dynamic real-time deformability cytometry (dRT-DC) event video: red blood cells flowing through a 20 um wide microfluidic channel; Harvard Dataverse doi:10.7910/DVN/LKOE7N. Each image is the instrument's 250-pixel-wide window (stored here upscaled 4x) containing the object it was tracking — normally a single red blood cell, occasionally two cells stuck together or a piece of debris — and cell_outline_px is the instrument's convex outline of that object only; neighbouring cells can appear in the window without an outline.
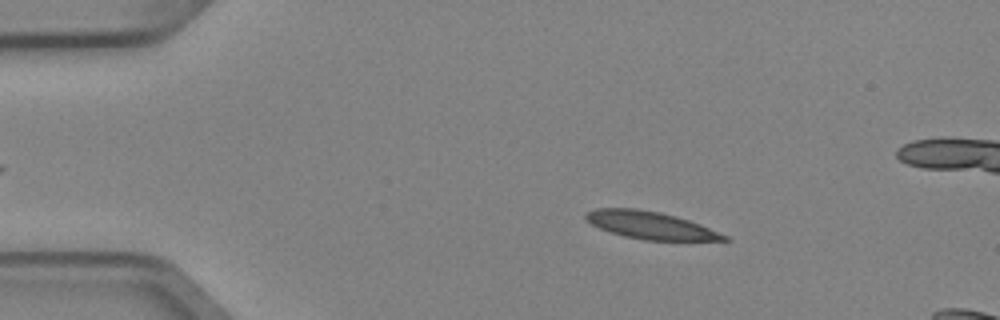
{"species": "Egyptian fruit bat (a non-hibernating species)", "species_latin": "Rousettus aegyptiacus", "temperature_condition": "cold", "stored_images_in_passage": 5, "camera_frame_rate_fps": 3000, "um_per_image_px": 0.085, "animal": {"sex": "female"}, "frame": {"image": 1, "passage_image": 2, "time_ms": 0.333, "image_size_px": [1000, 320], "cell_outline_px": [[732, 240], [644, 240], [624, 236], [600, 228], [592, 224], [584, 216], [588, 212], [596, 208], [636, 208], [660, 212], [688, 220], [700, 224], [728, 236]], "centroid_in_image_um": [55.3, 19.14], "position_along_channel_um": 29.7, "area_um2": 21.79}}
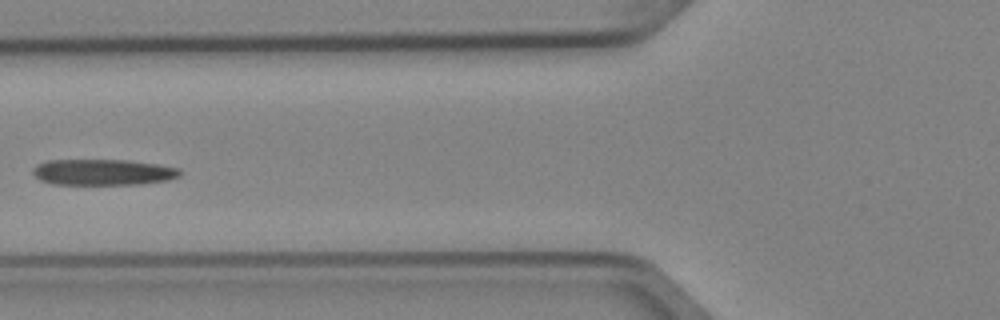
{"frame": {"image": 2, "passage_image": 5, "time_ms": 1.333, "image_size_px": [1000, 320], "cell_outline_px": [[184, 172], [180, 176], [168, 180], [140, 184], [52, 184], [40, 180], [32, 172], [32, 168], [36, 164], [48, 160], [128, 160], [156, 164], [180, 168]], "centroid_in_image_um": [8.77, 14.63], "position_along_channel_um": 117.0, "area_um2": 22.43}}